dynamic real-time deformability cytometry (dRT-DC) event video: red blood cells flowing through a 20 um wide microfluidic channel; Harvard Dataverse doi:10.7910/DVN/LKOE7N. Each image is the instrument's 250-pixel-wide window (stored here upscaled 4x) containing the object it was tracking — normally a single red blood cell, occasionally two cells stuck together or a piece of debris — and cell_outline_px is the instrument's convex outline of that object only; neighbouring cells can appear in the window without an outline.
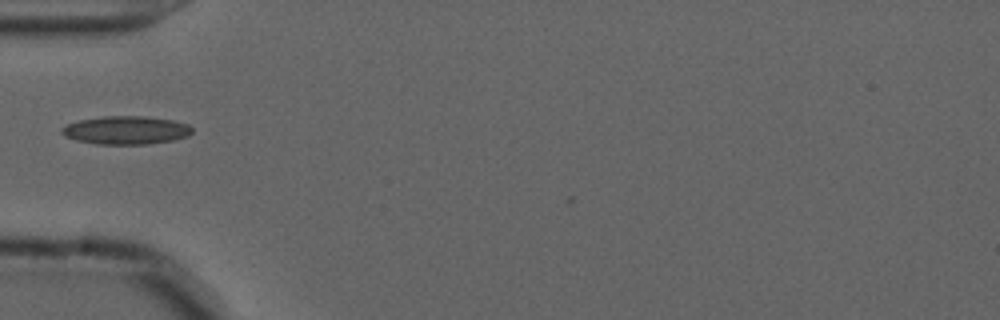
{"species": "common noctule bat (a hibernating species)", "species_latin": "Nyctalus noctula", "temperature_condition": "cold", "stored_images_in_passage": 3, "camera_frame_rate_fps": 3000, "um_per_image_px": 0.085, "animal": {"sex": "male", "forearm_length_mm": 52.5}, "frame": {"image": 1, "passage_image": 1, "time_ms": 0.0, "image_size_px": [1000, 320], "cell_outline_px": [[192, 132], [188, 136], [172, 140], [148, 144], [96, 144], [76, 140], [64, 136], [60, 132], [60, 128], [76, 120], [100, 116], [144, 116], [172, 120], [188, 124], [192, 128]], "centroid_in_image_um": [10.67, 11.06], "position_along_channel_um": 74.3, "area_um2": 21.62}}